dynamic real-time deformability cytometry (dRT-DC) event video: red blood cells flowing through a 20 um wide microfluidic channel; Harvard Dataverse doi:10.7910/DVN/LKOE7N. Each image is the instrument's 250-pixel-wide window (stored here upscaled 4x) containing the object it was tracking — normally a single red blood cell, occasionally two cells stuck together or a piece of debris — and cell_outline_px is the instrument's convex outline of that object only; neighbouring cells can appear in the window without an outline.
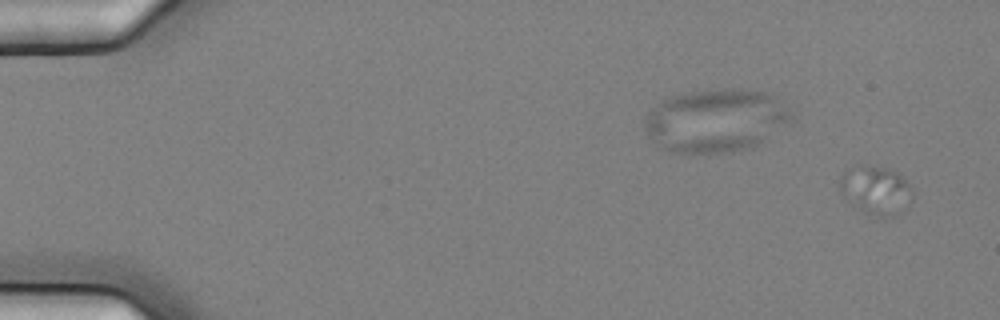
{"species": "common noctule bat (a hibernating species)", "species_latin": "Nyctalus noctula", "temperature_condition": "cold", "stored_images_in_passage": 12, "camera_frame_rate_fps": 3000, "um_per_image_px": 0.085, "animal": {"sex": "female", "body_mass_g": 25.1}, "frame": {"image": 1, "passage_image": 1, "time_ms": 0.0, "image_size_px": [1000, 320], "cell_outline_px": [[912, 200], [908, 204], [884, 216], [876, 216], [864, 212], [848, 200], [840, 192], [840, 176], [844, 172], [856, 164], [868, 164], [888, 168], [896, 172], [912, 188]], "centroid_in_image_um": [74.39, 16.08], "position_along_channel_um": 10.6, "area_um2": 20.0}}
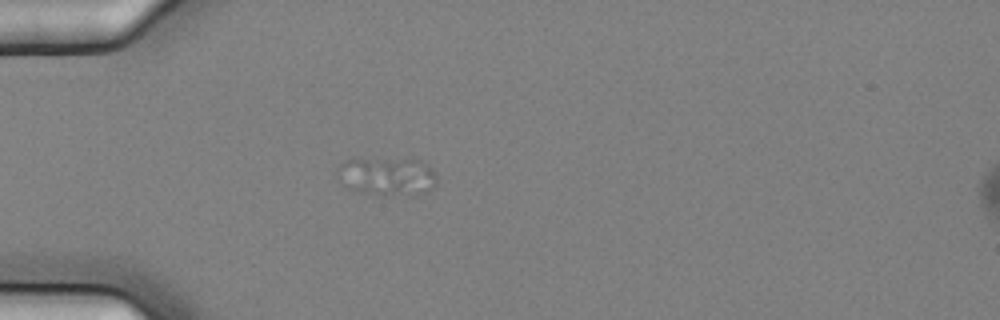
{"frame": {"image": 2, "passage_image": 5, "time_ms": 1.333, "image_size_px": [1000, 320], "cell_outline_px": [[436, 184], [432, 188], [416, 196], [384, 196], [360, 192], [348, 188], [344, 184], [380, 164], [388, 160], [420, 160], [428, 164], [432, 168], [436, 176]], "centroid_in_image_um": [33.64, 15.22], "position_along_channel_um": 51.4, "area_um2": 17.63}}